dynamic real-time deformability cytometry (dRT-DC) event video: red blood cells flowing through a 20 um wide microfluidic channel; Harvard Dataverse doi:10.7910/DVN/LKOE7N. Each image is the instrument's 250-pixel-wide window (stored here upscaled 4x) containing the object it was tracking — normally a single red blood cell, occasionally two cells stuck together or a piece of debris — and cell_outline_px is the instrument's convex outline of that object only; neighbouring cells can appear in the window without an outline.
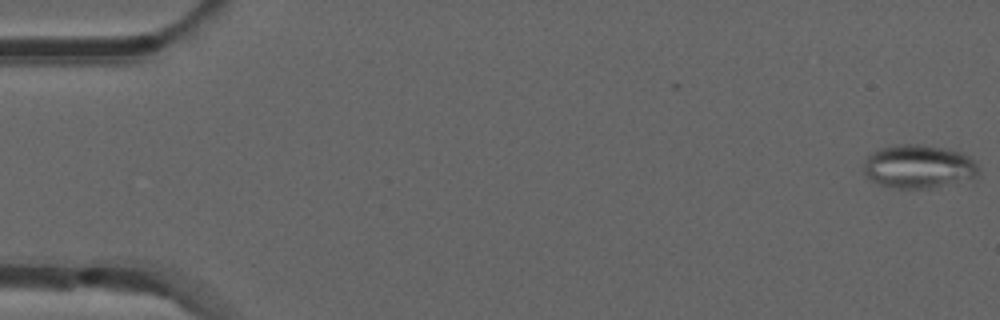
{"species": "common noctule bat (a hibernating species)", "species_latin": "Nyctalus noctula", "temperature_condition": "room temperature", "stored_images_in_passage": 52, "segment_of_instrument_passage": [1, 2], "camera_frame_rate_fps": 3000, "um_per_image_px": 0.085, "animal": {"sex": "male", "forearm_length_mm": 52.5}, "frame": {"image": 1, "passage_image": 1, "time_ms": 0.0, "image_size_px": [1000, 320], "cell_outline_px": [[980, 176], [932, 188], [892, 188], [868, 180], [864, 176], [864, 164], [868, 156], [872, 152], [880, 148], [892, 144], [920, 144], [948, 148], [960, 152], [976, 160], [980, 168]], "centroid_in_image_um": [78.09, 14.15], "position_along_channel_um": 6.9, "area_um2": 29.65}}